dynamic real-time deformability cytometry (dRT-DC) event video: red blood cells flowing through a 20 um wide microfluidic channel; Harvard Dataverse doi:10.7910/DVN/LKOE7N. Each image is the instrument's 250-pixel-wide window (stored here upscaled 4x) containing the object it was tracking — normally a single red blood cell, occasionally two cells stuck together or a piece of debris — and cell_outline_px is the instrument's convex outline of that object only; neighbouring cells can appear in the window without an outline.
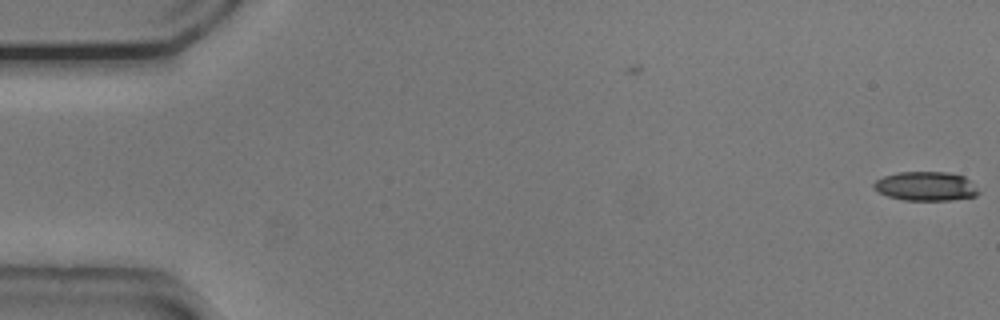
{"species": "common noctule bat (a hibernating species)", "species_latin": "Nyctalus noctula", "temperature_condition": "cold", "stored_images_in_passage": 54, "camera_frame_rate_fps": 3000, "um_per_image_px": 0.085, "animal": {"sex": "male", "body_mass_g": 20.5, "forearm_length_mm": 52.5}, "frame": {"image": 1, "passage_image": 1, "time_ms": 0.0, "image_size_px": [1000, 320], "cell_outline_px": [[980, 192], [976, 196], [948, 200], [904, 200], [888, 196], [872, 188], [872, 184], [876, 180], [884, 176], [896, 172], [948, 172], [964, 176]], "centroid_in_image_um": [78.66, 15.82], "position_along_channel_um": 6.3, "area_um2": 17.69}}
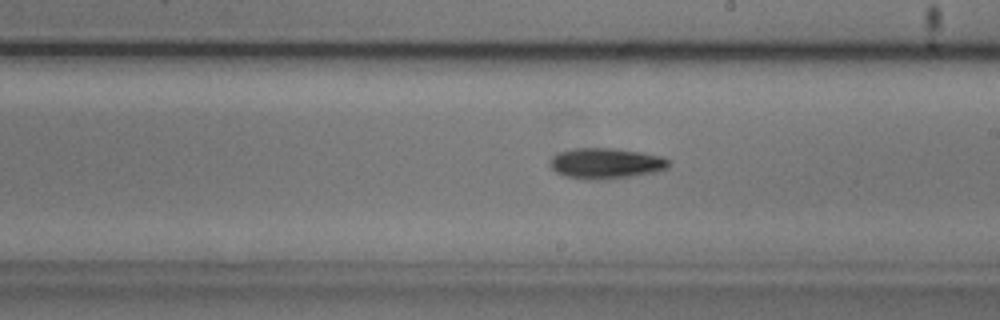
{"frame": {"image": 2, "passage_image": 31, "time_ms": 10.0, "image_size_px": [1000, 320], "cell_outline_px": [[668, 168], [652, 172], [608, 180], [580, 180], [564, 176], [556, 172], [552, 168], [552, 156], [560, 152], [576, 148], [616, 148], [640, 152], [660, 156], [668, 160]], "centroid_in_image_um": [51.47, 13.9], "position_along_channel_um": 237.5, "area_um2": 21.15}}
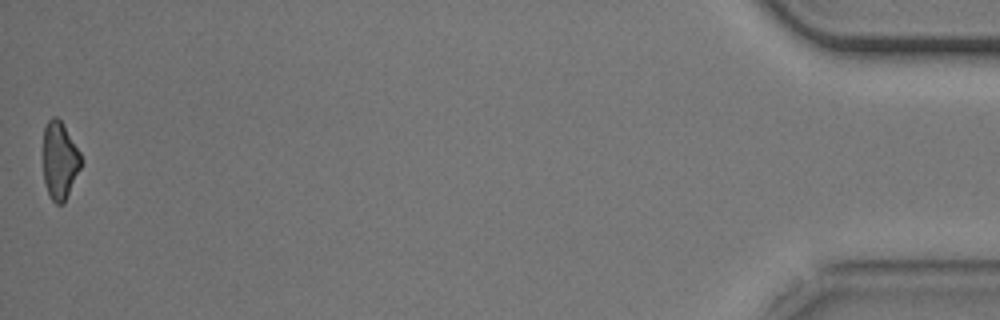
{"frame": {"image": 3, "passage_image": 54, "time_ms": 17.667, "image_size_px": [1000, 320], "cell_outline_px": [[84, 160], [64, 204], [56, 204], [52, 200], [48, 192], [44, 180], [44, 128], [48, 120], [52, 116], [56, 116], [60, 120], [80, 152]], "centroid_in_image_um": [5.09, 13.65], "position_along_channel_um": 430.1, "area_um2": 17.05}, "authors_computed_cell_mechanics": {"area_um2": 19.1318, "velocity_mm_per_s": 3.7706, "shape_relaxation_time_tau1_ms": 2.8184, "shape_relaxation_time_tau2_ms": null, "deformation_change_tau1": 0.1203, "deformation_change_tau2": null}}